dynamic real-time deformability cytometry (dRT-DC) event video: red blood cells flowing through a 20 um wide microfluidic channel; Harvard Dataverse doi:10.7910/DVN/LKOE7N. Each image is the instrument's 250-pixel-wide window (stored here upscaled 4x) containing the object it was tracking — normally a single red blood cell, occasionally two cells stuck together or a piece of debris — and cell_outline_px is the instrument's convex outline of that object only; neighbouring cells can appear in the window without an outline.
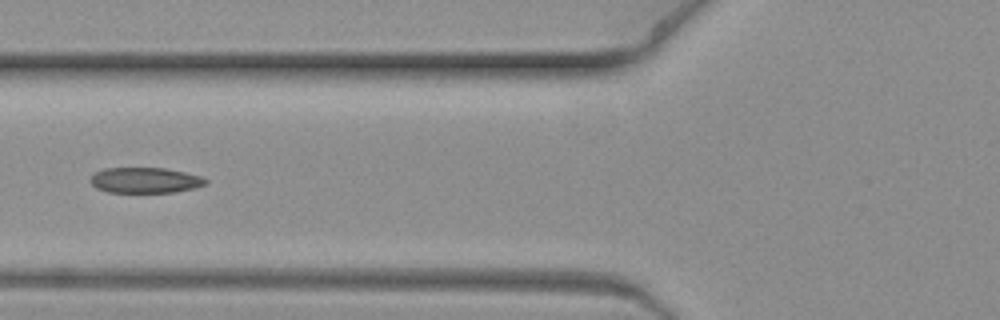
{"species": "common noctule bat (a hibernating species)", "species_latin": "Nyctalus noctula", "temperature_condition": "warm", "stored_images_in_passage": 9, "camera_frame_rate_fps": 3000, "um_per_image_px": 0.085, "animal": {"sex": "female", "body_mass_g": 19.3, "forearm_length_mm": 54.1}, "frame": {"image": 1, "passage_image": 8, "time_ms": 2.333, "image_size_px": [1000, 320], "cell_outline_px": [[208, 180], [204, 184], [196, 188], [176, 192], [108, 192], [96, 188], [88, 180], [92, 172], [104, 168], [164, 168], [204, 176]], "centroid_in_image_um": [12.31, 15.31], "position_along_channel_um": 113.5, "area_um2": 17.4}}